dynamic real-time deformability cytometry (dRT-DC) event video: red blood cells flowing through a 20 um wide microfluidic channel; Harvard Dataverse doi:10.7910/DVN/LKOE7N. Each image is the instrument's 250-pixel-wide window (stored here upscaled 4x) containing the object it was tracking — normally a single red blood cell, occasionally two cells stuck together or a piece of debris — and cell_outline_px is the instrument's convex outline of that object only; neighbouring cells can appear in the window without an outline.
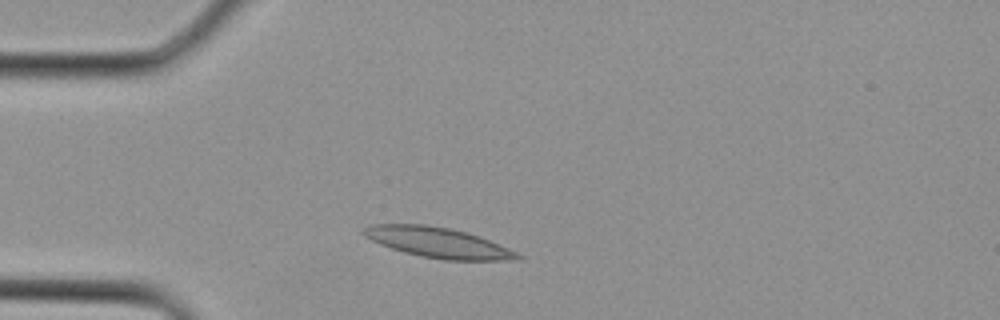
{"species": "Egyptian fruit bat (a non-hibernating species)", "species_latin": "Rousettus aegyptiacus", "temperature_condition": "cold", "stored_images_in_passage": 1, "camera_frame_rate_fps": 3000, "um_per_image_px": 0.085, "animal": {"sex": "female"}, "frame": {"image": 1, "passage_image": 1, "time_ms": 0.0, "image_size_px": [1000, 320], "cell_outline_px": [[524, 256], [520, 260], [444, 260], [420, 256], [404, 252], [380, 244], [364, 236], [360, 232], [368, 224], [424, 224], [448, 228], [464, 232], [500, 244]], "centroid_in_image_um": [37.21, 20.62], "position_along_channel_um": 47.8, "area_um2": 26.99}}